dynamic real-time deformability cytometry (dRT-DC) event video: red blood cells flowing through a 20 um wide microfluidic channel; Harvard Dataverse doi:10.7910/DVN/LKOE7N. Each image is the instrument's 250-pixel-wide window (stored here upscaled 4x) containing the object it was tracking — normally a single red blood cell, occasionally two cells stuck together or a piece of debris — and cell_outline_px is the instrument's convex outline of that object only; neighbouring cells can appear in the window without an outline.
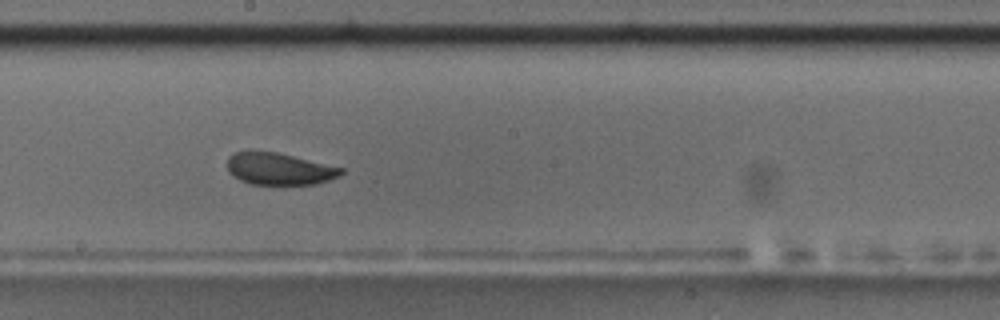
{"species": "common noctule bat (a hibernating species)", "species_latin": "Nyctalus noctula", "temperature_condition": "room temperature", "stored_images_in_passage": 42, "camera_frame_rate_fps": 3000, "um_per_image_px": 0.085, "animal": {"sex": "male", "body_mass_g": 17.5, "forearm_length_mm": 52.3}, "frame": {"image": 1, "passage_image": 24, "time_ms": 7.667, "image_size_px": [1000, 320], "cell_outline_px": [[344, 172], [340, 176], [316, 184], [252, 184], [240, 180], [228, 172], [228, 156], [232, 152], [276, 152], [344, 168]], "centroid_in_image_um": [23.74, 14.36], "position_along_channel_um": 224.5, "area_um2": 20.98}, "authors_computed_cell_mechanics": {"area_um2": 22.3975, "velocity_mm_per_s": 3.5945, "shape_relaxation_time_tau1_ms": 4.0743, "shape_relaxation_time_tau2_ms": 1.9899, "deformation_change_tau1": 0.104, "deformation_change_tau2": 0.0495}}